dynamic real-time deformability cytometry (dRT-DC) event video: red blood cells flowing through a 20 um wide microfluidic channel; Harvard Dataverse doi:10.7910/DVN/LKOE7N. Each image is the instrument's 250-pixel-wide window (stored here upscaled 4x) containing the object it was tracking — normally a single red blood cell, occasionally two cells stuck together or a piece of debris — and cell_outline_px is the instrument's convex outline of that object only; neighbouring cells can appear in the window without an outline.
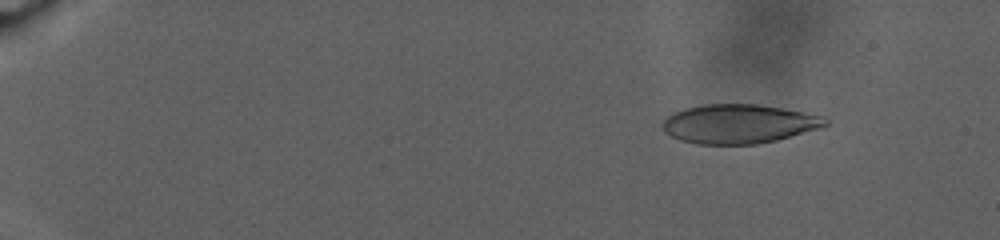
{"species": "human", "species_latin": "Homo sapiens", "temperature_condition": "warm", "stored_images_in_passage": 23, "camera_frame_rate_fps": 3000, "um_per_image_px": 0.085, "donor": {"sex": "male"}, "frame": {"image": 1, "passage_image": 10, "time_ms": 3.667, "image_size_px": [1000, 240], "cell_outline_px": [[828, 124], [824, 128], [776, 140], [756, 144], [696, 144], [680, 140], [664, 132], [664, 120], [672, 112], [684, 108], [704, 104], [760, 104], [824, 116], [828, 120]], "centroid_in_image_um": [62.84, 10.53], "position_along_channel_um": 22.2, "area_um2": 37.28}}
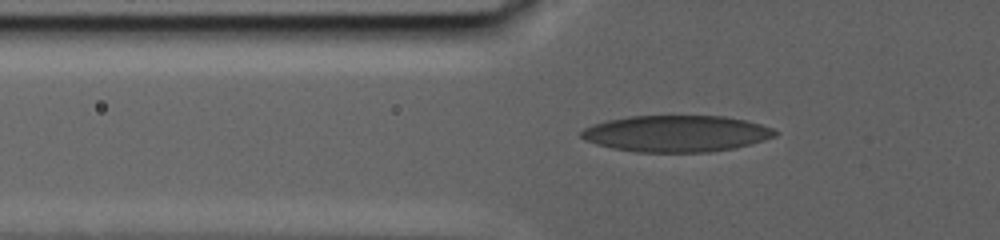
{"frame": {"image": 2, "passage_image": 20, "time_ms": 12.0, "image_size_px": [1000, 240], "cell_outline_px": [[780, 132], [776, 136], [764, 140], [732, 148], [708, 152], [636, 152], [612, 148], [596, 144], [584, 140], [580, 136], [580, 132], [584, 128], [592, 124], [608, 120], [628, 116], [724, 116], [744, 120], [760, 124], [772, 128]], "centroid_in_image_um": [57.46, 11.35], "position_along_channel_um": 68.3, "area_um2": 41.15}}
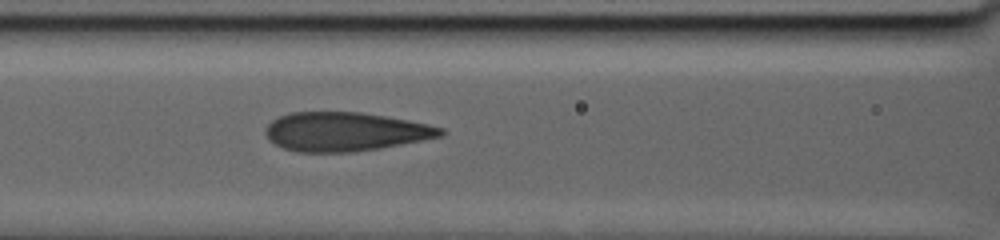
{"frame": {"image": 3, "passage_image": 23, "time_ms": 15.333, "image_size_px": [1000, 240], "cell_outline_px": [[444, 132], [440, 136], [380, 148], [352, 152], [296, 152], [284, 148], [268, 140], [264, 132], [264, 128], [272, 120], [280, 116], [292, 112], [360, 112], [408, 120], [428, 124], [444, 128]], "centroid_in_image_um": [29.28, 11.19], "position_along_channel_um": 137.3, "area_um2": 39.54}}